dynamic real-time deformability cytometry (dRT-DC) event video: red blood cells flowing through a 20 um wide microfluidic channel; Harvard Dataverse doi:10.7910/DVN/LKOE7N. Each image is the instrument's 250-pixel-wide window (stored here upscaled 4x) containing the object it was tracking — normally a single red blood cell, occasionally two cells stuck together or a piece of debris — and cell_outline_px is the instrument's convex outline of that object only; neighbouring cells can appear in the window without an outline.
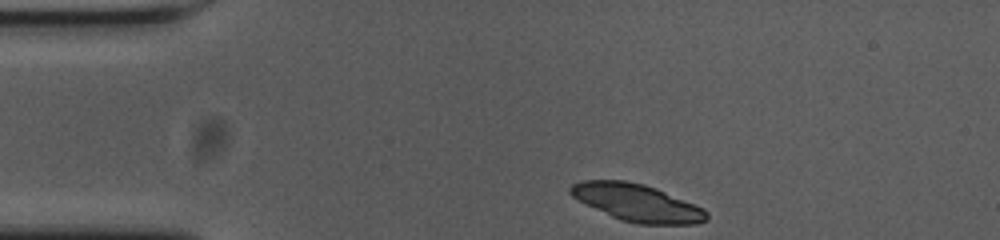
{"species": "common noctule bat (a hibernating species)", "species_latin": "Nyctalus noctula", "temperature_condition": "cold", "stored_images_in_passage": 37, "camera_frame_rate_fps": 3000, "um_per_image_px": 0.085, "animal": {"sex": "female", "body_mass_g": 23.0, "forearm_length_mm": 53.4}, "frame": {"image": 1, "passage_image": 1, "time_ms": 0.0, "image_size_px": [1000, 240], "cell_outline_px": [[708, 220], [696, 224], [636, 224], [620, 220], [572, 196], [568, 192], [568, 188], [572, 184], [584, 180], [624, 180], [644, 184], [656, 188], [704, 208], [708, 212]], "centroid_in_image_um": [54.18, 17.23], "position_along_channel_um": 30.8, "area_um2": 29.42}}